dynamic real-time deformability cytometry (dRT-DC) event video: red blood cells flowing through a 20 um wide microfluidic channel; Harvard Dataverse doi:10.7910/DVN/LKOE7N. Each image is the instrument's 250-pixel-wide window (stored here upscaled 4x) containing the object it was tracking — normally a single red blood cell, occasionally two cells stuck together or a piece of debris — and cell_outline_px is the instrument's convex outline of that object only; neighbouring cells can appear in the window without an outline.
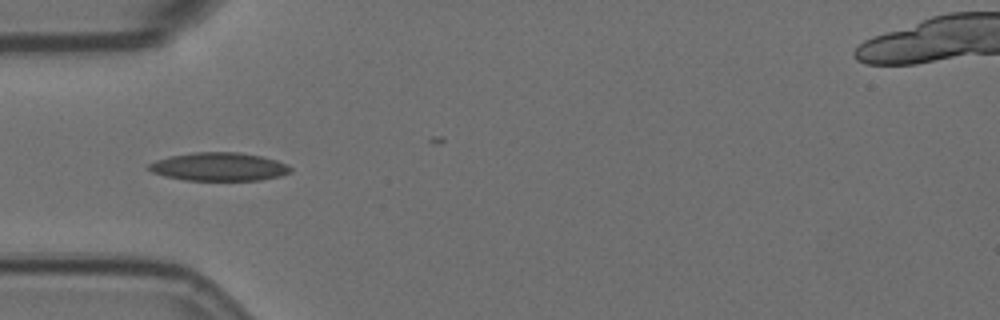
{"species": "Egyptian fruit bat (a non-hibernating species)", "species_latin": "Rousettus aegyptiacus", "temperature_condition": "room temperature", "stored_images_in_passage": 4, "camera_frame_rate_fps": 3000, "um_per_image_px": 0.085, "animal": {"sex": "female"}, "frame": {"image": 1, "passage_image": 1, "time_ms": 0.0, "image_size_px": [1000, 320], "cell_outline_px": [[292, 172], [280, 176], [260, 180], [184, 180], [164, 176], [152, 172], [144, 168], [148, 164], [156, 160], [168, 156], [192, 152], [240, 152], [260, 156], [276, 160], [288, 164], [292, 168]], "centroid_in_image_um": [18.58, 14.17], "position_along_channel_um": 66.4, "area_um2": 23.64}}
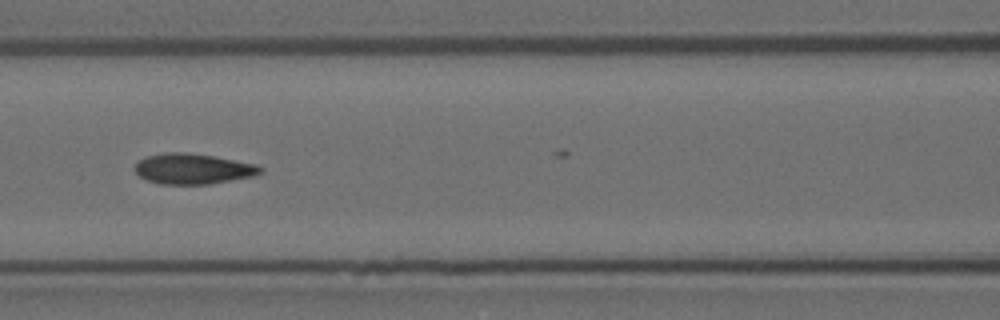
{"frame": {"image": 2, "passage_image": 3, "time_ms": 0.667, "image_size_px": [1000, 320], "cell_outline_px": [[264, 172], [252, 176], [208, 184], [160, 184], [148, 180], [140, 176], [136, 172], [136, 160], [148, 156], [164, 152], [184, 152], [212, 156], [256, 164], [264, 168]], "centroid_in_image_um": [16.4, 14.34], "position_along_channel_um": 150.2, "area_um2": 22.14}}
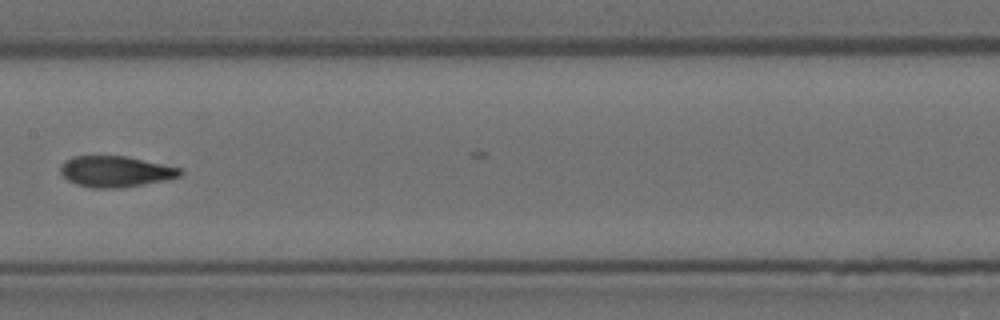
{"frame": {"image": 3, "passage_image": 4, "time_ms": 1.0, "image_size_px": [1000, 320], "cell_outline_px": [[184, 172], [180, 176], [168, 180], [120, 188], [92, 188], [76, 184], [68, 180], [60, 172], [60, 164], [64, 160], [72, 156], [124, 156], [184, 168]], "centroid_in_image_um": [9.84, 14.58], "position_along_channel_um": 197.6, "area_um2": 21.85}}